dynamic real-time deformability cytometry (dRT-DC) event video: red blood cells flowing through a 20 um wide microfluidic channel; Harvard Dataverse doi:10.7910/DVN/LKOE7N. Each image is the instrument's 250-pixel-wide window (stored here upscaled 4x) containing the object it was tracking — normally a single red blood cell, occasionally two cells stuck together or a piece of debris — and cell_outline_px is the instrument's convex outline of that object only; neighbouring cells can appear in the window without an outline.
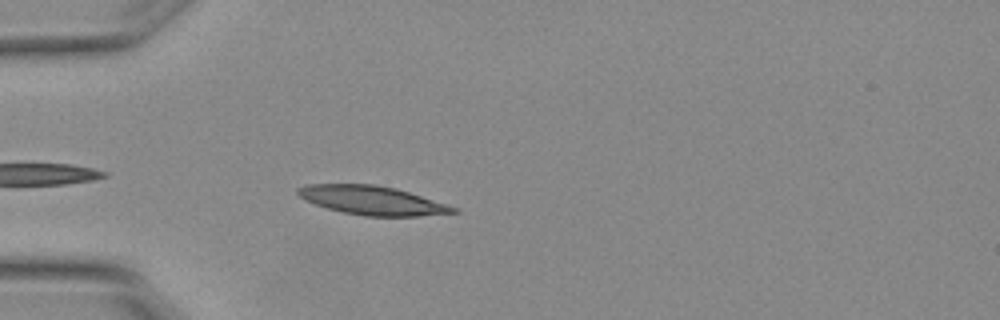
{"species": "Egyptian fruit bat (a non-hibernating species)", "species_latin": "Rousettus aegyptiacus", "temperature_condition": "warm", "stored_images_in_passage": 5, "camera_frame_rate_fps": 3000, "um_per_image_px": 0.085, "animal": {"sex": "female"}, "frame": {"image": 1, "passage_image": 5, "time_ms": 1.333, "image_size_px": [1000, 320], "cell_outline_px": [[460, 212], [420, 216], [364, 216], [344, 212], [328, 208], [316, 204], [300, 196], [296, 192], [296, 188], [308, 184], [372, 184], [396, 188], [456, 208]], "centroid_in_image_um": [31.61, 17.03], "position_along_channel_um": 53.4, "area_um2": 25.66}}